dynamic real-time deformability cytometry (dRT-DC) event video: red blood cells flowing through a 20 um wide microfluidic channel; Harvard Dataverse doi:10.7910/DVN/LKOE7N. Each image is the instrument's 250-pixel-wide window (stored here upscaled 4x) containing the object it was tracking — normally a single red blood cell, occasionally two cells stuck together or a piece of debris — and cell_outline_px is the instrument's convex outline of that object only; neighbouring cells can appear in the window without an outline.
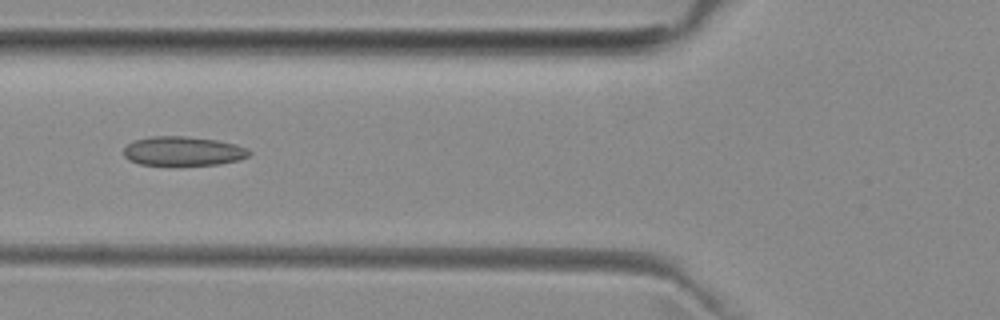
{"species": "common noctule bat (a hibernating species)", "species_latin": "Nyctalus noctula", "temperature_condition": "room temperature", "stored_images_in_passage": 4, "camera_frame_rate_fps": 3000, "um_per_image_px": 0.085, "animal": {"sex": "female", "body_mass_g": 29.2, "forearm_length_mm": 56.3}, "frame": {"image": 1, "passage_image": 4, "time_ms": 3.333, "image_size_px": [1000, 320], "cell_outline_px": [[252, 152], [248, 156], [240, 160], [220, 164], [140, 164], [128, 160], [124, 156], [124, 148], [128, 144], [136, 140], [152, 136], [184, 136], [216, 140], [236, 144], [248, 148]], "centroid_in_image_um": [15.59, 12.83], "position_along_channel_um": 110.2, "area_um2": 21.15}}